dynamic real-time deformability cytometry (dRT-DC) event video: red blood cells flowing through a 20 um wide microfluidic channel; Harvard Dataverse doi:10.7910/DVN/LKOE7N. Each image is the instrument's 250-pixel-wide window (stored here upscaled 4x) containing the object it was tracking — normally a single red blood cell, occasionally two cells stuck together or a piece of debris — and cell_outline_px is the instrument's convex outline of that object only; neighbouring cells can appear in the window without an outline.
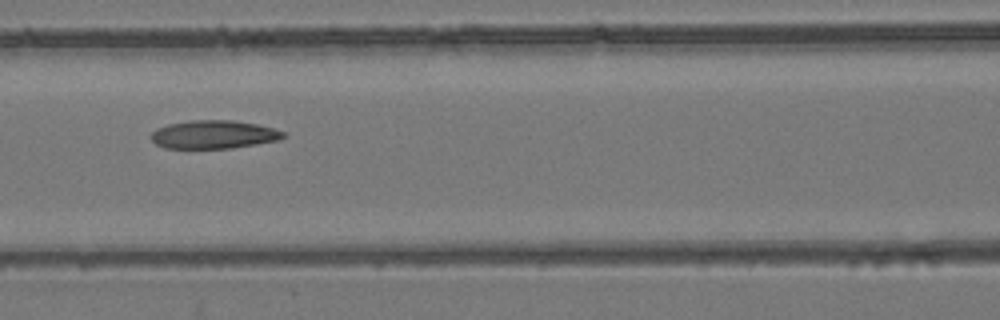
{"species": "common noctule bat (a hibernating species)", "species_latin": "Nyctalus noctula", "temperature_condition": "room temperature", "stored_images_in_passage": 9, "camera_frame_rate_fps": 3000, "um_per_image_px": 0.085, "animal": {"sex": "female", "body_mass_g": 24.6, "forearm_length_mm": 56.2}, "frame": {"image": 1, "passage_image": 7, "time_ms": 2.0, "image_size_px": [1000, 320], "cell_outline_px": [[288, 136], [280, 140], [232, 148], [164, 148], [156, 144], [152, 140], [152, 132], [156, 128], [168, 124], [192, 120], [232, 120], [256, 124], [272, 128], [284, 132]], "centroid_in_image_um": [18.18, 11.43], "position_along_channel_um": 148.4, "area_um2": 21.79}}
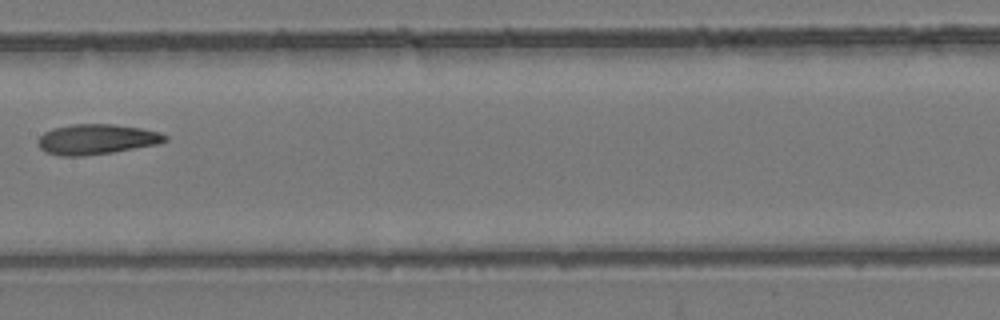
{"frame": {"image": 2, "passage_image": 8, "time_ms": 2.333, "image_size_px": [1000, 320], "cell_outline_px": [[168, 140], [160, 144], [112, 152], [84, 156], [60, 156], [44, 152], [36, 144], [36, 140], [44, 132], [52, 128], [72, 124], [112, 124], [140, 128], [160, 132], [168, 136]], "centroid_in_image_um": [8.18, 11.84], "position_along_channel_um": 199.2, "area_um2": 22.66}}
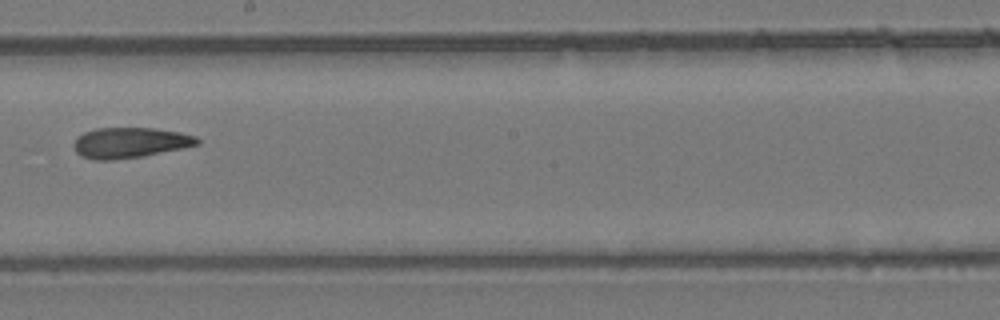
{"frame": {"image": 3, "passage_image": 9, "time_ms": 2.667, "image_size_px": [1000, 320], "cell_outline_px": [[200, 144], [144, 156], [112, 160], [92, 160], [80, 156], [76, 152], [72, 144], [84, 132], [96, 128], [156, 128], [180, 132], [196, 136], [200, 140]], "centroid_in_image_um": [11.04, 12.13], "position_along_channel_um": 237.2, "area_um2": 22.02}}